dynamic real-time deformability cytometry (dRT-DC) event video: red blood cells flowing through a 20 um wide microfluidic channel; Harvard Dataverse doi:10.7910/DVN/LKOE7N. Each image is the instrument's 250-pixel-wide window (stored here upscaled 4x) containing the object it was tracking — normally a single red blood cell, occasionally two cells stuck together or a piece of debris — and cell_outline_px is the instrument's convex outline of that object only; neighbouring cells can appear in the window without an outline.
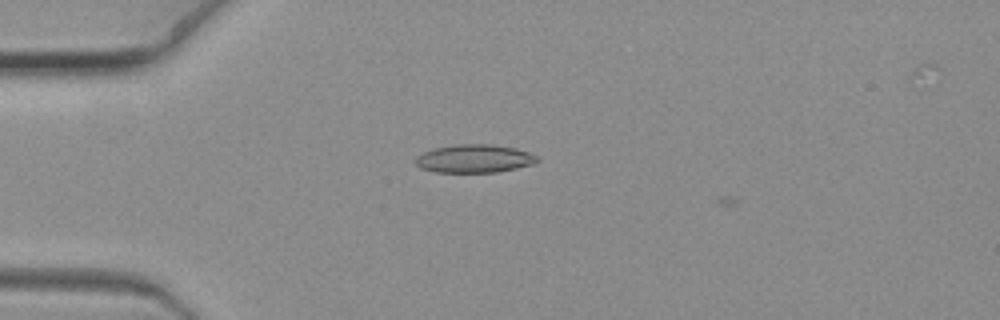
{"species": "common noctule bat (a hibernating species)", "species_latin": "Nyctalus noctula", "temperature_condition": "warm", "stored_images_in_passage": 4, "camera_frame_rate_fps": 3000, "um_per_image_px": 0.085, "animal": {"sex": "female", "body_mass_g": 19.3, "forearm_length_mm": 54.1}, "frame": {"image": 1, "passage_image": 2, "time_ms": 0.333, "image_size_px": [1000, 320], "cell_outline_px": [[540, 160], [532, 164], [516, 168], [496, 172], [436, 172], [420, 168], [416, 164], [416, 156], [424, 152], [436, 148], [456, 144], [492, 144], [516, 148], [528, 152], [536, 156]], "centroid_in_image_um": [40.32, 13.48], "position_along_channel_um": 44.7, "area_um2": 19.88}}
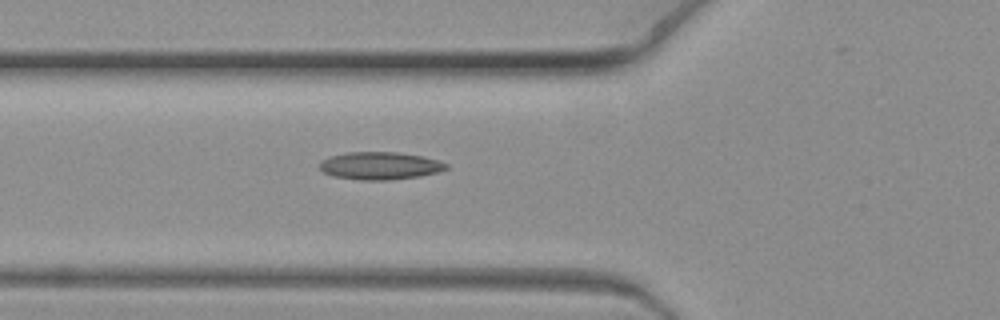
{"frame": {"image": 2, "passage_image": 4, "time_ms": 1.0, "image_size_px": [1000, 320], "cell_outline_px": [[448, 168], [436, 172], [420, 176], [388, 180], [360, 180], [332, 176], [324, 172], [320, 168], [320, 160], [332, 156], [348, 152], [396, 152], [420, 156], [436, 160], [448, 164]], "centroid_in_image_um": [32.27, 14.09], "position_along_channel_um": 93.5, "area_um2": 20.17}}